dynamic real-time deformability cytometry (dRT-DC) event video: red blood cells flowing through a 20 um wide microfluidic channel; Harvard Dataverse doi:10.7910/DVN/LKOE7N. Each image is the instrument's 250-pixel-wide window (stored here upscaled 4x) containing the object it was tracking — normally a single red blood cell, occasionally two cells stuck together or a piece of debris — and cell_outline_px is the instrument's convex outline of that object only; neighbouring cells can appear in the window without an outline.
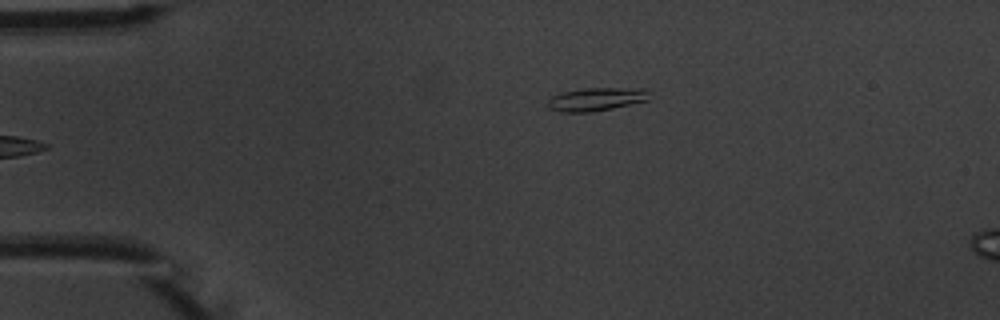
{"species": "common noctule bat (a hibernating species)", "species_latin": "Nyctalus noctula", "temperature_condition": "warm", "stored_images_in_passage": 6, "camera_frame_rate_fps": 3000, "um_per_image_px": 0.085, "animal": {"sex": "male", "body_mass_g": 20.1, "forearm_length_mm": 53.5}, "frame": {"image": 1, "passage_image": 6, "time_ms": 5.667, "image_size_px": [1000, 320], "cell_outline_px": [[648, 100], [612, 108], [588, 112], [560, 112], [548, 108], [548, 100], [552, 96], [564, 92], [584, 88], [648, 88]], "centroid_in_image_um": [50.68, 8.43], "position_along_channel_um": 34.3, "area_um2": 13.64}}